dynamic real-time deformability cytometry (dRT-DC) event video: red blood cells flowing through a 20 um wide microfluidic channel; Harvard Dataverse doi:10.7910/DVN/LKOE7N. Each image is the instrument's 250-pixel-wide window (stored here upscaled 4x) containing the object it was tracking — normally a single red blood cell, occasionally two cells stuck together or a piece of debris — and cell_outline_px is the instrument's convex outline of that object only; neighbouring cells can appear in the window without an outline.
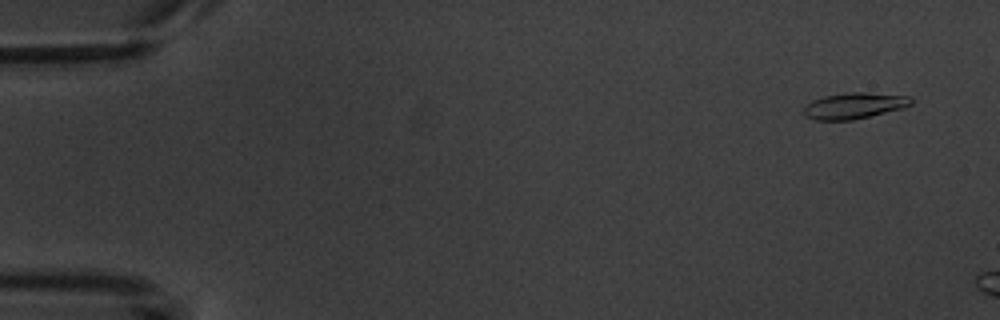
{"species": "common noctule bat (a hibernating species)", "species_latin": "Nyctalus noctula", "temperature_condition": "warm", "stored_images_in_passage": 4, "camera_frame_rate_fps": 3000, "um_per_image_px": 0.085, "animal": {"sex": "male", "body_mass_g": 20.1, "forearm_length_mm": 53.5}, "frame": {"image": 1, "passage_image": 2, "time_ms": 1.0, "image_size_px": [1000, 320], "cell_outline_px": [[916, 100], [912, 104], [904, 108], [852, 120], [816, 120], [804, 116], [804, 104], [812, 100], [824, 96], [852, 92], [868, 92], [912, 96]], "centroid_in_image_um": [72.65, 8.97], "position_along_channel_um": 12.4, "area_um2": 16.59}}